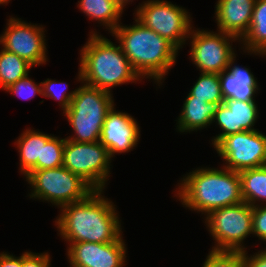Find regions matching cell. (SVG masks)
I'll return each instance as SVG.
<instances>
[{
    "mask_svg": "<svg viewBox=\"0 0 266 267\" xmlns=\"http://www.w3.org/2000/svg\"><path fill=\"white\" fill-rule=\"evenodd\" d=\"M23 178L30 186L31 192L27 195L30 199L48 202L58 209L84 200L94 191L79 175L63 166L33 170Z\"/></svg>",
    "mask_w": 266,
    "mask_h": 267,
    "instance_id": "8992f818",
    "label": "cell"
},
{
    "mask_svg": "<svg viewBox=\"0 0 266 267\" xmlns=\"http://www.w3.org/2000/svg\"><path fill=\"white\" fill-rule=\"evenodd\" d=\"M259 109L256 101L224 100L217 108L212 124L220 129L217 135L212 136L211 145H215L222 137L253 131L259 118Z\"/></svg>",
    "mask_w": 266,
    "mask_h": 267,
    "instance_id": "9a60e30c",
    "label": "cell"
},
{
    "mask_svg": "<svg viewBox=\"0 0 266 267\" xmlns=\"http://www.w3.org/2000/svg\"><path fill=\"white\" fill-rule=\"evenodd\" d=\"M66 138L53 135L42 143L41 160H37V170L57 168L63 165V149Z\"/></svg>",
    "mask_w": 266,
    "mask_h": 267,
    "instance_id": "d4e9b609",
    "label": "cell"
},
{
    "mask_svg": "<svg viewBox=\"0 0 266 267\" xmlns=\"http://www.w3.org/2000/svg\"><path fill=\"white\" fill-rule=\"evenodd\" d=\"M186 8L167 0H145L135 8L134 18L171 42L179 51L194 25Z\"/></svg>",
    "mask_w": 266,
    "mask_h": 267,
    "instance_id": "ba28073f",
    "label": "cell"
},
{
    "mask_svg": "<svg viewBox=\"0 0 266 267\" xmlns=\"http://www.w3.org/2000/svg\"><path fill=\"white\" fill-rule=\"evenodd\" d=\"M238 173L243 201L252 207L266 205V165Z\"/></svg>",
    "mask_w": 266,
    "mask_h": 267,
    "instance_id": "7402d4cb",
    "label": "cell"
},
{
    "mask_svg": "<svg viewBox=\"0 0 266 267\" xmlns=\"http://www.w3.org/2000/svg\"><path fill=\"white\" fill-rule=\"evenodd\" d=\"M255 0H217L213 18L217 30L241 41L249 30Z\"/></svg>",
    "mask_w": 266,
    "mask_h": 267,
    "instance_id": "2e32d148",
    "label": "cell"
},
{
    "mask_svg": "<svg viewBox=\"0 0 266 267\" xmlns=\"http://www.w3.org/2000/svg\"><path fill=\"white\" fill-rule=\"evenodd\" d=\"M75 80L80 86L68 110L62 114L73 131L65 138L79 143L99 141L107 113L116 105L115 99L113 94L83 83L80 67Z\"/></svg>",
    "mask_w": 266,
    "mask_h": 267,
    "instance_id": "5b68a950",
    "label": "cell"
},
{
    "mask_svg": "<svg viewBox=\"0 0 266 267\" xmlns=\"http://www.w3.org/2000/svg\"><path fill=\"white\" fill-rule=\"evenodd\" d=\"M126 6H128V5H130V2H131V4H132V2L134 1V0H121Z\"/></svg>",
    "mask_w": 266,
    "mask_h": 267,
    "instance_id": "836d02e7",
    "label": "cell"
},
{
    "mask_svg": "<svg viewBox=\"0 0 266 267\" xmlns=\"http://www.w3.org/2000/svg\"><path fill=\"white\" fill-rule=\"evenodd\" d=\"M115 106L107 113L99 140L112 159L117 154L133 151L141 138L140 125L134 116L126 111H116Z\"/></svg>",
    "mask_w": 266,
    "mask_h": 267,
    "instance_id": "5bb4252c",
    "label": "cell"
},
{
    "mask_svg": "<svg viewBox=\"0 0 266 267\" xmlns=\"http://www.w3.org/2000/svg\"><path fill=\"white\" fill-rule=\"evenodd\" d=\"M69 84L64 81L45 79L41 82L42 97L50 98L59 101L60 111L68 110L71 100L76 94L77 87L74 90L68 91Z\"/></svg>",
    "mask_w": 266,
    "mask_h": 267,
    "instance_id": "484cf974",
    "label": "cell"
},
{
    "mask_svg": "<svg viewBox=\"0 0 266 267\" xmlns=\"http://www.w3.org/2000/svg\"><path fill=\"white\" fill-rule=\"evenodd\" d=\"M77 7L91 21H97L111 34L121 23L126 5L121 0H79Z\"/></svg>",
    "mask_w": 266,
    "mask_h": 267,
    "instance_id": "d6986e66",
    "label": "cell"
},
{
    "mask_svg": "<svg viewBox=\"0 0 266 267\" xmlns=\"http://www.w3.org/2000/svg\"><path fill=\"white\" fill-rule=\"evenodd\" d=\"M209 250L202 267H244V252Z\"/></svg>",
    "mask_w": 266,
    "mask_h": 267,
    "instance_id": "4316f807",
    "label": "cell"
},
{
    "mask_svg": "<svg viewBox=\"0 0 266 267\" xmlns=\"http://www.w3.org/2000/svg\"><path fill=\"white\" fill-rule=\"evenodd\" d=\"M190 41V42H189ZM190 44L189 60L200 73L220 74L227 70L237 55L236 44L240 41L221 31H211L193 26L186 44ZM235 47V48H234Z\"/></svg>",
    "mask_w": 266,
    "mask_h": 267,
    "instance_id": "30bf717a",
    "label": "cell"
},
{
    "mask_svg": "<svg viewBox=\"0 0 266 267\" xmlns=\"http://www.w3.org/2000/svg\"><path fill=\"white\" fill-rule=\"evenodd\" d=\"M253 254L244 252V267H266V252L262 249Z\"/></svg>",
    "mask_w": 266,
    "mask_h": 267,
    "instance_id": "4dcf8cb0",
    "label": "cell"
},
{
    "mask_svg": "<svg viewBox=\"0 0 266 267\" xmlns=\"http://www.w3.org/2000/svg\"><path fill=\"white\" fill-rule=\"evenodd\" d=\"M243 54L266 57V0H255L249 30L240 41Z\"/></svg>",
    "mask_w": 266,
    "mask_h": 267,
    "instance_id": "44dd1931",
    "label": "cell"
},
{
    "mask_svg": "<svg viewBox=\"0 0 266 267\" xmlns=\"http://www.w3.org/2000/svg\"><path fill=\"white\" fill-rule=\"evenodd\" d=\"M6 22L0 34L1 47L27 60L34 67L45 65L49 58L44 25L28 23L13 15Z\"/></svg>",
    "mask_w": 266,
    "mask_h": 267,
    "instance_id": "8fae6325",
    "label": "cell"
},
{
    "mask_svg": "<svg viewBox=\"0 0 266 267\" xmlns=\"http://www.w3.org/2000/svg\"><path fill=\"white\" fill-rule=\"evenodd\" d=\"M94 30H90L88 40L79 52L82 82L111 94L114 87L140 83L142 79L132 68L120 44Z\"/></svg>",
    "mask_w": 266,
    "mask_h": 267,
    "instance_id": "277c9868",
    "label": "cell"
},
{
    "mask_svg": "<svg viewBox=\"0 0 266 267\" xmlns=\"http://www.w3.org/2000/svg\"><path fill=\"white\" fill-rule=\"evenodd\" d=\"M0 267H22V254L17 257L9 252H0Z\"/></svg>",
    "mask_w": 266,
    "mask_h": 267,
    "instance_id": "1f68e13d",
    "label": "cell"
},
{
    "mask_svg": "<svg viewBox=\"0 0 266 267\" xmlns=\"http://www.w3.org/2000/svg\"><path fill=\"white\" fill-rule=\"evenodd\" d=\"M212 147L224 168L240 172L266 165V135L259 129L222 137Z\"/></svg>",
    "mask_w": 266,
    "mask_h": 267,
    "instance_id": "7c38bea8",
    "label": "cell"
},
{
    "mask_svg": "<svg viewBox=\"0 0 266 267\" xmlns=\"http://www.w3.org/2000/svg\"><path fill=\"white\" fill-rule=\"evenodd\" d=\"M104 191L94 190L84 200L59 209L53 222L64 242L110 243L123 234L117 205Z\"/></svg>",
    "mask_w": 266,
    "mask_h": 267,
    "instance_id": "6da1fadb",
    "label": "cell"
},
{
    "mask_svg": "<svg viewBox=\"0 0 266 267\" xmlns=\"http://www.w3.org/2000/svg\"><path fill=\"white\" fill-rule=\"evenodd\" d=\"M11 0H0V5L6 6L10 3Z\"/></svg>",
    "mask_w": 266,
    "mask_h": 267,
    "instance_id": "d6a6232c",
    "label": "cell"
},
{
    "mask_svg": "<svg viewBox=\"0 0 266 267\" xmlns=\"http://www.w3.org/2000/svg\"><path fill=\"white\" fill-rule=\"evenodd\" d=\"M52 258L50 253L47 252H22V267H52Z\"/></svg>",
    "mask_w": 266,
    "mask_h": 267,
    "instance_id": "f546056e",
    "label": "cell"
},
{
    "mask_svg": "<svg viewBox=\"0 0 266 267\" xmlns=\"http://www.w3.org/2000/svg\"><path fill=\"white\" fill-rule=\"evenodd\" d=\"M175 188L173 197L186 210L203 216L214 209L243 202L239 173L223 166H199L183 175Z\"/></svg>",
    "mask_w": 266,
    "mask_h": 267,
    "instance_id": "3957f363",
    "label": "cell"
},
{
    "mask_svg": "<svg viewBox=\"0 0 266 267\" xmlns=\"http://www.w3.org/2000/svg\"><path fill=\"white\" fill-rule=\"evenodd\" d=\"M122 234L110 243H66V257L70 267H125L127 244Z\"/></svg>",
    "mask_w": 266,
    "mask_h": 267,
    "instance_id": "4fadbf2b",
    "label": "cell"
},
{
    "mask_svg": "<svg viewBox=\"0 0 266 267\" xmlns=\"http://www.w3.org/2000/svg\"><path fill=\"white\" fill-rule=\"evenodd\" d=\"M33 67L27 60L0 46V89L4 91L10 85L24 78L30 74Z\"/></svg>",
    "mask_w": 266,
    "mask_h": 267,
    "instance_id": "603a6c76",
    "label": "cell"
},
{
    "mask_svg": "<svg viewBox=\"0 0 266 267\" xmlns=\"http://www.w3.org/2000/svg\"><path fill=\"white\" fill-rule=\"evenodd\" d=\"M5 91L23 100H30L36 95H42L41 82H35V80L32 79L29 74L10 85L5 89Z\"/></svg>",
    "mask_w": 266,
    "mask_h": 267,
    "instance_id": "83f0119b",
    "label": "cell"
},
{
    "mask_svg": "<svg viewBox=\"0 0 266 267\" xmlns=\"http://www.w3.org/2000/svg\"><path fill=\"white\" fill-rule=\"evenodd\" d=\"M203 218L214 241L212 250L247 251L245 240L252 234L253 207L244 201L214 209ZM246 245V246H245Z\"/></svg>",
    "mask_w": 266,
    "mask_h": 267,
    "instance_id": "52a82bcc",
    "label": "cell"
},
{
    "mask_svg": "<svg viewBox=\"0 0 266 267\" xmlns=\"http://www.w3.org/2000/svg\"><path fill=\"white\" fill-rule=\"evenodd\" d=\"M218 106L215 103L196 99V97L188 93L183 101L181 112L175 120L177 122L176 131L180 134H187L209 128V126L213 125V118Z\"/></svg>",
    "mask_w": 266,
    "mask_h": 267,
    "instance_id": "ac0fdd59",
    "label": "cell"
},
{
    "mask_svg": "<svg viewBox=\"0 0 266 267\" xmlns=\"http://www.w3.org/2000/svg\"><path fill=\"white\" fill-rule=\"evenodd\" d=\"M237 56L230 61L227 70L219 74L224 100L256 101L255 96L261 90L260 84L250 67L237 65Z\"/></svg>",
    "mask_w": 266,
    "mask_h": 267,
    "instance_id": "e0dca14e",
    "label": "cell"
},
{
    "mask_svg": "<svg viewBox=\"0 0 266 267\" xmlns=\"http://www.w3.org/2000/svg\"><path fill=\"white\" fill-rule=\"evenodd\" d=\"M112 160L108 149L100 141L79 143L65 140L62 166L79 175L94 190H106Z\"/></svg>",
    "mask_w": 266,
    "mask_h": 267,
    "instance_id": "9c48e42d",
    "label": "cell"
},
{
    "mask_svg": "<svg viewBox=\"0 0 266 267\" xmlns=\"http://www.w3.org/2000/svg\"><path fill=\"white\" fill-rule=\"evenodd\" d=\"M133 19L129 26L121 22L110 35L120 44L142 80L152 79L159 88L163 87L165 77L175 66L180 52L167 39Z\"/></svg>",
    "mask_w": 266,
    "mask_h": 267,
    "instance_id": "7a4b0ae2",
    "label": "cell"
},
{
    "mask_svg": "<svg viewBox=\"0 0 266 267\" xmlns=\"http://www.w3.org/2000/svg\"><path fill=\"white\" fill-rule=\"evenodd\" d=\"M189 93L196 99L209 103L222 104L224 97L221 91L219 74L199 73Z\"/></svg>",
    "mask_w": 266,
    "mask_h": 267,
    "instance_id": "cb8c5ba5",
    "label": "cell"
},
{
    "mask_svg": "<svg viewBox=\"0 0 266 267\" xmlns=\"http://www.w3.org/2000/svg\"><path fill=\"white\" fill-rule=\"evenodd\" d=\"M23 130L13 144L19 153V173L25 177L31 171L37 170V160H41L42 143H46L53 134L49 135L30 127Z\"/></svg>",
    "mask_w": 266,
    "mask_h": 267,
    "instance_id": "ffe728a7",
    "label": "cell"
},
{
    "mask_svg": "<svg viewBox=\"0 0 266 267\" xmlns=\"http://www.w3.org/2000/svg\"><path fill=\"white\" fill-rule=\"evenodd\" d=\"M252 236L266 242V205L253 207Z\"/></svg>",
    "mask_w": 266,
    "mask_h": 267,
    "instance_id": "f1b7e54d",
    "label": "cell"
}]
</instances>
